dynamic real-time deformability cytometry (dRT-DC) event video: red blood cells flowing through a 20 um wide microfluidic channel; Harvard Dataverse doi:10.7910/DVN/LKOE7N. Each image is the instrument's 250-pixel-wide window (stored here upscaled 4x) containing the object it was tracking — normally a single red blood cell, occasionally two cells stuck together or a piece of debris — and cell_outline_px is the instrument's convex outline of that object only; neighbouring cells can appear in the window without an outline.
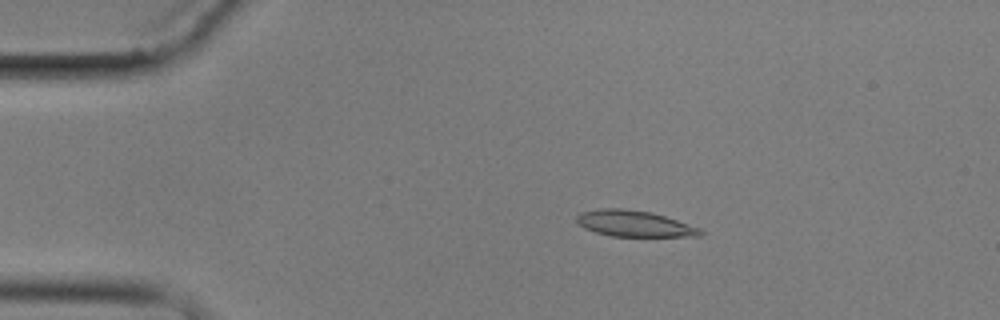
{"species": "common noctule bat (a hibernating species)", "species_latin": "Nyctalus noctula", "temperature_condition": "cold", "stored_images_in_passage": 5, "camera_frame_rate_fps": 3000, "um_per_image_px": 0.085, "animal": {"sex": "male", "body_mass_g": 17.9}, "frame": {"image": 1, "passage_image": 2, "time_ms": 2.0, "image_size_px": [1000, 320], "cell_outline_px": [[704, 232], [700, 236], [612, 236], [596, 232], [584, 228], [576, 220], [576, 216], [580, 212], [600, 208], [620, 208], [652, 212], [700, 228]], "centroid_in_image_um": [53.89, 19.0], "position_along_channel_um": 31.1, "area_um2": 18.67}}
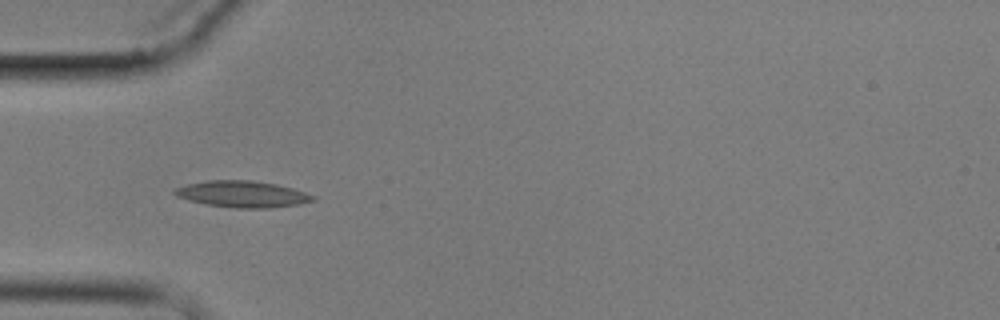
{"frame": {"image": 2, "passage_image": 4, "time_ms": 4.333, "image_size_px": [1000, 320], "cell_outline_px": [[316, 200], [300, 204], [272, 208], [236, 208], [204, 204], [188, 200], [176, 196], [172, 192], [176, 188], [188, 184], [208, 180], [252, 180], [276, 184], [292, 188], [316, 196]], "centroid_in_image_um": [20.62, 16.5], "position_along_channel_um": 64.4, "area_um2": 21.39}}
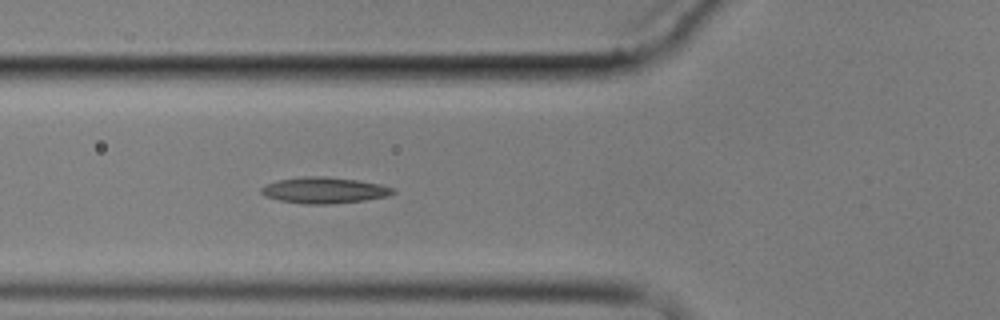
{"frame": {"image": 3, "passage_image": 5, "time_ms": 5.333, "image_size_px": [1000, 320], "cell_outline_px": [[396, 192], [388, 196], [364, 200], [332, 204], [304, 204], [280, 200], [264, 196], [260, 192], [260, 188], [276, 180], [304, 176], [324, 176], [360, 180], [380, 184], [396, 188]], "centroid_in_image_um": [27.58, 16.16], "position_along_channel_um": 98.2, "area_um2": 20.23}}